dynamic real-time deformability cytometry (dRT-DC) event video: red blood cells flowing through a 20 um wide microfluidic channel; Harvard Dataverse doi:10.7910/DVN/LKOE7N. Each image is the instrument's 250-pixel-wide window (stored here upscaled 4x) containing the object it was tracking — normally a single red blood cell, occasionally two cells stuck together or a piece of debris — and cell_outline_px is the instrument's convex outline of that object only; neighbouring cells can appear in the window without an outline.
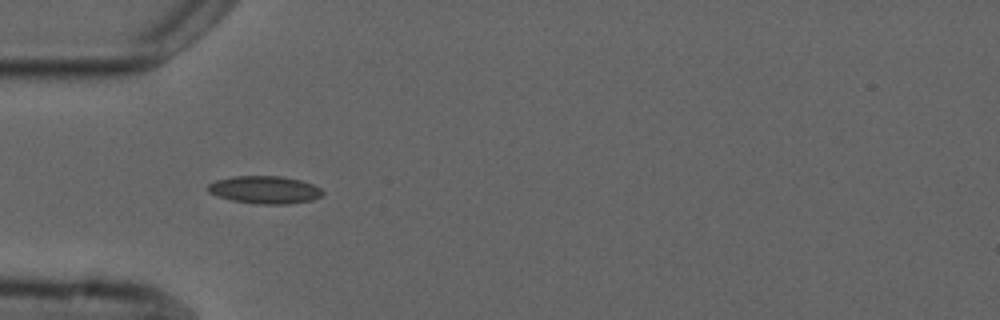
{"species": "common noctule bat (a hibernating species)", "species_latin": "Nyctalus noctula", "temperature_condition": "cold", "stored_images_in_passage": 5, "camera_frame_rate_fps": 3000, "um_per_image_px": 0.085, "animal": {"sex": "male", "forearm_length_mm": 52.5}, "frame": {"image": 1, "passage_image": 4, "time_ms": 4.667, "image_size_px": [1000, 320], "cell_outline_px": [[324, 192], [320, 196], [312, 200], [288, 204], [256, 204], [232, 200], [216, 196], [208, 192], [208, 184], [216, 180], [232, 176], [280, 176], [300, 180], [312, 184], [320, 188]], "centroid_in_image_um": [22.48, 16.13], "position_along_channel_um": 62.5, "area_um2": 18.5}}
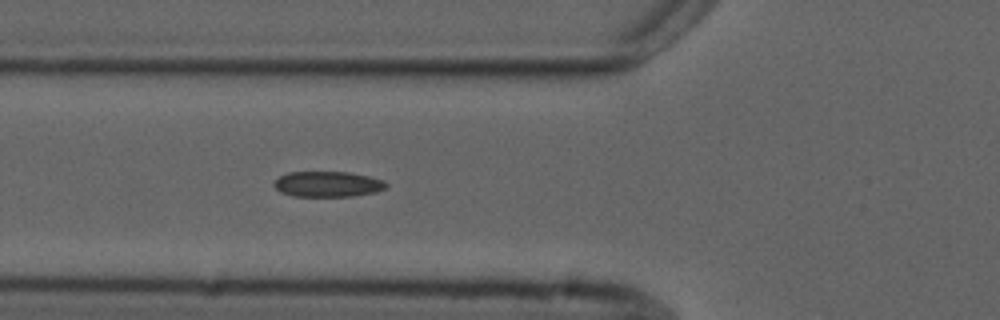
{"frame": {"image": 2, "passage_image": 5, "time_ms": 5.667, "image_size_px": [1000, 320], "cell_outline_px": [[388, 188], [376, 192], [352, 196], [292, 196], [280, 192], [272, 184], [280, 176], [288, 172], [348, 172], [368, 176], [384, 180], [388, 184]], "centroid_in_image_um": [27.88, 15.65], "position_along_channel_um": 97.9, "area_um2": 16.76}}